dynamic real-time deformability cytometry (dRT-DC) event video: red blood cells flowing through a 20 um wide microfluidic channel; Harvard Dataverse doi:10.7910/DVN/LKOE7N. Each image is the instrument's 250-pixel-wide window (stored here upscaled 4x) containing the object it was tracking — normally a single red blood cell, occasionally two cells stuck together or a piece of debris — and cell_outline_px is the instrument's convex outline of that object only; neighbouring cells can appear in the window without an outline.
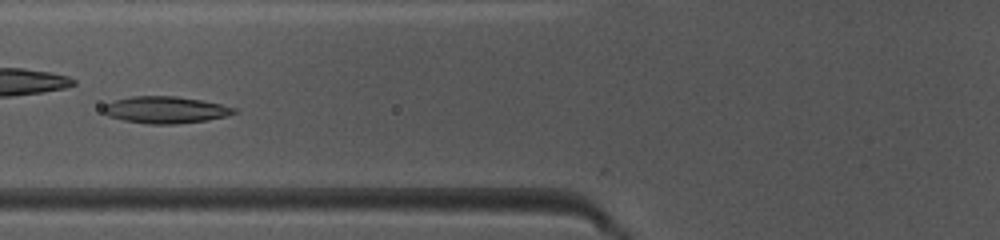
{"species": "common noctule bat (a hibernating species)", "species_latin": "Nyctalus noctula", "temperature_condition": "warm", "stored_images_in_passage": 33, "camera_frame_rate_fps": 3000, "um_per_image_px": 0.085, "animal": {"sex": "female", "body_mass_g": 10.0, "forearm_length_mm": 53.1}, "frame": {"image": 1, "passage_image": 6, "time_ms": 1.667, "image_size_px": [1000, 240], "cell_outline_px": [[240, 112], [228, 116], [208, 120], [176, 124], [148, 124], [124, 120], [108, 116], [100, 108], [112, 100], [132, 96], [176, 96], [200, 100], [220, 104], [236, 108]], "centroid_in_image_um": [14.07, 9.34], "position_along_channel_um": 111.7, "area_um2": 20.63}}
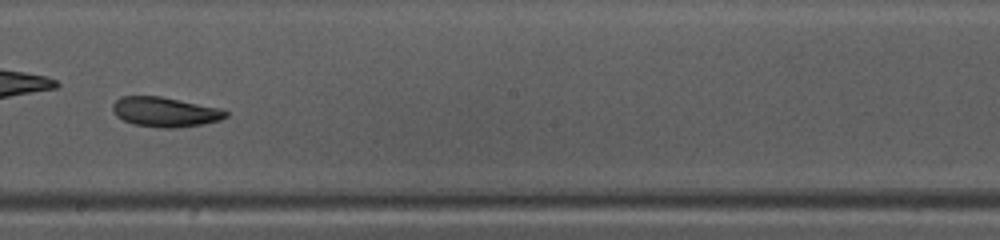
{"frame": {"image": 2, "passage_image": 15, "time_ms": 4.667, "image_size_px": [1000, 240], "cell_outline_px": [[228, 116], [220, 120], [204, 124], [176, 128], [156, 128], [132, 124], [116, 116], [112, 112], [112, 104], [120, 96], [160, 96], [220, 108], [228, 112]], "centroid_in_image_um": [14.01, 9.52], "position_along_channel_um": 234.2, "area_um2": 19.83}, "authors_computed_cell_mechanics": {"area_um2": 20.3456, "velocity_mm_per_s": 4.0832, "shape_relaxation_time_tau1_ms": 9.8993, "shape_relaxation_time_tau2_ms": 4.3897, "deformation_change_tau1": 0.2219, "deformation_change_tau2": 0.1175}}